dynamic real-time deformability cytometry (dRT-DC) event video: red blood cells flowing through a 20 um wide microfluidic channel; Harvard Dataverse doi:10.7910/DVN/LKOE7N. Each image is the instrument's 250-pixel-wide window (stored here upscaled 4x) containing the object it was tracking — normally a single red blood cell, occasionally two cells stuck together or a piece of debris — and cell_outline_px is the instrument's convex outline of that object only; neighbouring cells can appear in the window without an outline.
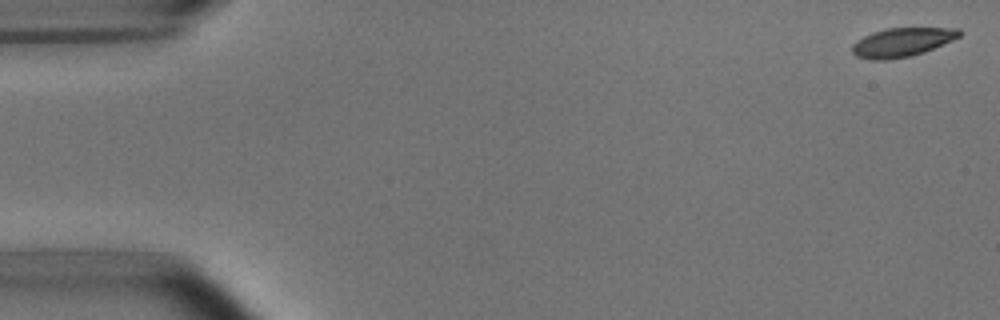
{"species": "common noctule bat (a hibernating species)", "species_latin": "Nyctalus noctula", "temperature_condition": "room temperature", "stored_images_in_passage": 6, "camera_frame_rate_fps": 3000, "um_per_image_px": 0.085, "animal": {"sex": "male", "body_mass_g": 15.6}, "frame": {"image": 1, "passage_image": 1, "time_ms": 0.0, "image_size_px": [1000, 320], "cell_outline_px": [[960, 36], [952, 40], [924, 52], [908, 56], [884, 60], [872, 60], [856, 56], [852, 52], [852, 44], [856, 40], [872, 32], [888, 28], [960, 28]], "centroid_in_image_um": [76.64, 3.59], "position_along_channel_um": 8.4, "area_um2": 17.86}}
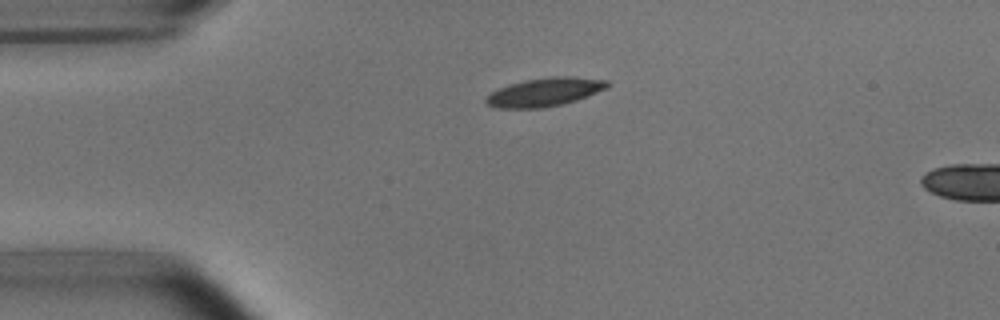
{"frame": {"image": 2, "passage_image": 4, "time_ms": 3.667, "image_size_px": [1000, 320], "cell_outline_px": [[608, 84], [604, 88], [596, 92], [576, 100], [560, 104], [540, 108], [500, 108], [488, 104], [484, 100], [492, 92], [508, 84], [524, 80], [548, 76], [572, 76], [608, 80]], "centroid_in_image_um": [46.28, 7.81], "position_along_channel_um": 38.7, "area_um2": 19.83}}